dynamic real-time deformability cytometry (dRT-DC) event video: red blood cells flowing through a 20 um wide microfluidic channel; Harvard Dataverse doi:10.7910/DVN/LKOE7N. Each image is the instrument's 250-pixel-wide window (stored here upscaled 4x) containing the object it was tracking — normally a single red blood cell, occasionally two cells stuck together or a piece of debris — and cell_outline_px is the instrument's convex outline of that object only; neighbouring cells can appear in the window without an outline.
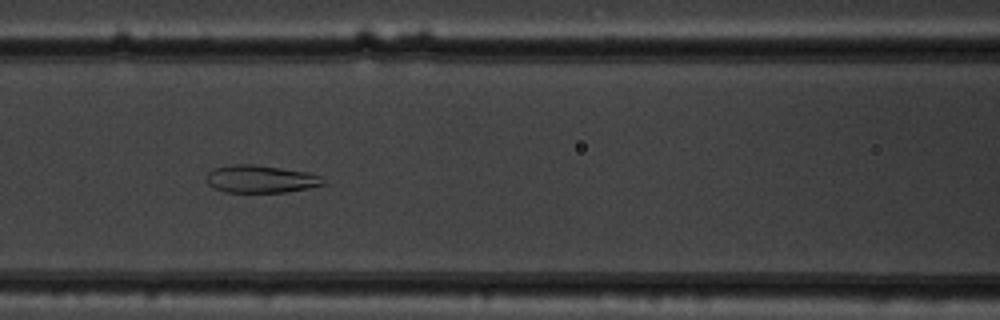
{"species": "common noctule bat (a hibernating species)", "species_latin": "Nyctalus noctula", "temperature_condition": "warm", "stored_images_in_passage": 11, "camera_frame_rate_fps": 3000, "um_per_image_px": 0.085, "animal": {"sex": "male", "body_mass_g": 19.5, "forearm_length_mm": 54.6}, "frame": {"image": 1, "passage_image": 7, "time_ms": 2.0, "image_size_px": [1000, 320], "cell_outline_px": [[328, 184], [288, 192], [224, 192], [212, 188], [208, 184], [208, 172], [212, 168], [232, 164], [256, 164], [308, 172], [320, 176]], "centroid_in_image_um": [22.17, 15.21], "position_along_channel_um": 144.4, "area_um2": 19.02}}